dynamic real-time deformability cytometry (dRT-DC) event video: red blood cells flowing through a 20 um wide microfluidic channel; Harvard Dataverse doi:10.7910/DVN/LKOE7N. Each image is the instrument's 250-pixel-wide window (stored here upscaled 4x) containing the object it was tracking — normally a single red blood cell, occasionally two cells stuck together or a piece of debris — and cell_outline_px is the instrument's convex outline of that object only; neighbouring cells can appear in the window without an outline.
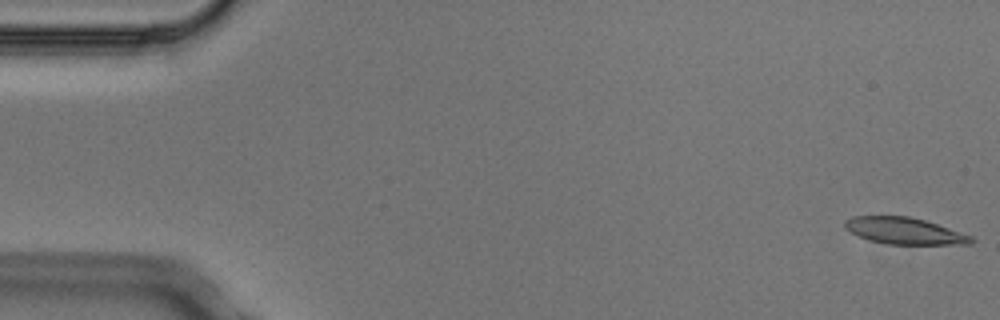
{"species": "Egyptian fruit bat (a non-hibernating species)", "species_latin": "Rousettus aegyptiacus", "temperature_condition": "cold", "stored_images_in_passage": 4, "camera_frame_rate_fps": 3000, "um_per_image_px": 0.085, "animal": {"sex": "male"}, "frame": {"image": 1, "passage_image": 1, "time_ms": 0.0, "image_size_px": [1000, 320], "cell_outline_px": [[976, 240], [972, 244], [888, 244], [868, 240], [844, 228], [844, 220], [852, 216], [908, 216], [924, 220], [972, 236]], "centroid_in_image_um": [76.86, 19.62], "position_along_channel_um": 8.1, "area_um2": 19.48}}
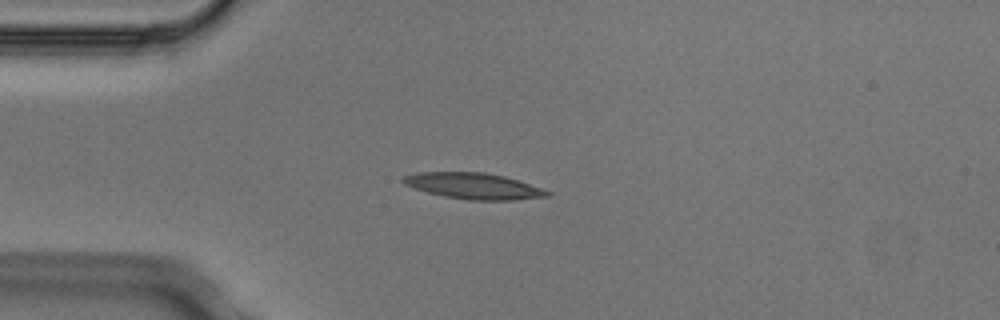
{"frame": {"image": 2, "passage_image": 4, "time_ms": 1.0, "image_size_px": [1000, 320], "cell_outline_px": [[552, 192], [548, 196], [516, 200], [468, 200], [444, 196], [428, 192], [404, 184], [400, 180], [404, 176], [416, 172], [484, 172], [504, 176]], "centroid_in_image_um": [40.23, 15.81], "position_along_channel_um": 44.8, "area_um2": 21.68}}